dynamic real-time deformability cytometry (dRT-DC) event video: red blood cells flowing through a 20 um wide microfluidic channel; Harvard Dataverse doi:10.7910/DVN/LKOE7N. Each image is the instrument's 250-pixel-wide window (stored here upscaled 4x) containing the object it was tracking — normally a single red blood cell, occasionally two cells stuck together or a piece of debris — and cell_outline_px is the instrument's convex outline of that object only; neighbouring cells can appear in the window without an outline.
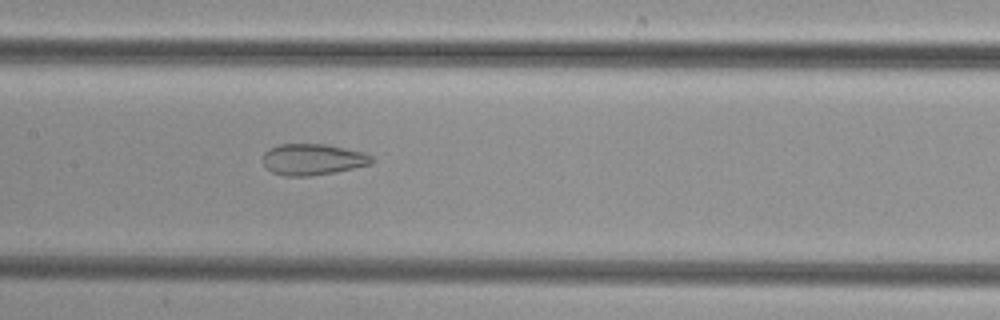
{"species": "common noctule bat (a hibernating species)", "species_latin": "Nyctalus noctula", "temperature_condition": "cold", "stored_images_in_passage": 32, "camera_frame_rate_fps": 3000, "um_per_image_px": 0.085, "animal": {"sex": "female", "body_mass_g": 29.2, "forearm_length_mm": 56.3}, "frame": {"image": 1, "passage_image": 10, "time_ms": 3.0, "image_size_px": [1000, 320], "cell_outline_px": [[376, 160], [372, 164], [336, 172], [312, 176], [284, 176], [272, 172], [264, 164], [264, 152], [268, 148], [280, 144], [328, 144], [364, 152], [372, 156]], "centroid_in_image_um": [26.63, 13.55], "position_along_channel_um": 180.8, "area_um2": 20.06}}
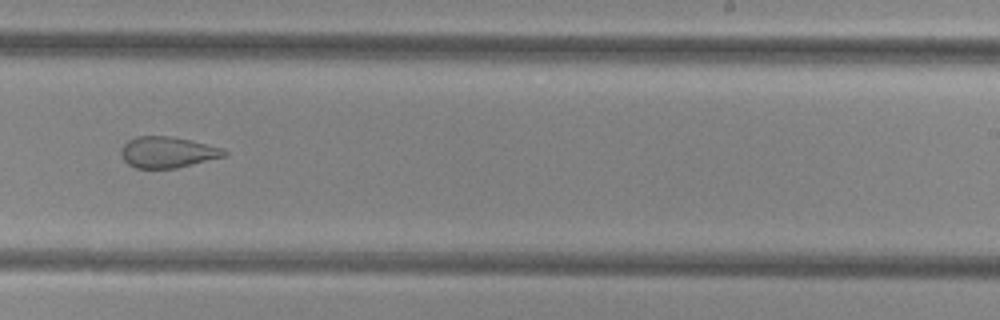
{"frame": {"image": 2, "passage_image": 17, "time_ms": 5.333, "image_size_px": [1000, 320], "cell_outline_px": [[228, 152], [224, 156], [176, 168], [136, 168], [128, 164], [124, 160], [120, 152], [120, 148], [128, 140], [136, 136], [168, 136], [192, 140], [224, 148]], "centroid_in_image_um": [14.22, 12.93], "position_along_channel_um": 274.8, "area_um2": 18.67}}
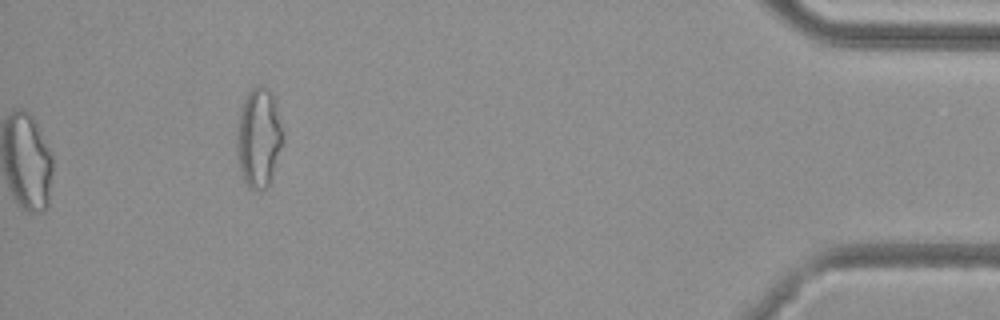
{"frame": {"image": 3, "passage_image": 32, "time_ms": 10.333, "image_size_px": [1000, 320], "cell_outline_px": [[284, 136], [268, 184], [260, 192], [248, 188], [244, 180], [240, 168], [236, 140], [236, 128], [240, 112], [244, 100], [248, 92], [256, 84], [264, 84], [272, 92], [276, 100], [284, 132]], "centroid_in_image_um": [22.0, 11.62], "position_along_channel_um": 413.2, "area_um2": 26.82}}